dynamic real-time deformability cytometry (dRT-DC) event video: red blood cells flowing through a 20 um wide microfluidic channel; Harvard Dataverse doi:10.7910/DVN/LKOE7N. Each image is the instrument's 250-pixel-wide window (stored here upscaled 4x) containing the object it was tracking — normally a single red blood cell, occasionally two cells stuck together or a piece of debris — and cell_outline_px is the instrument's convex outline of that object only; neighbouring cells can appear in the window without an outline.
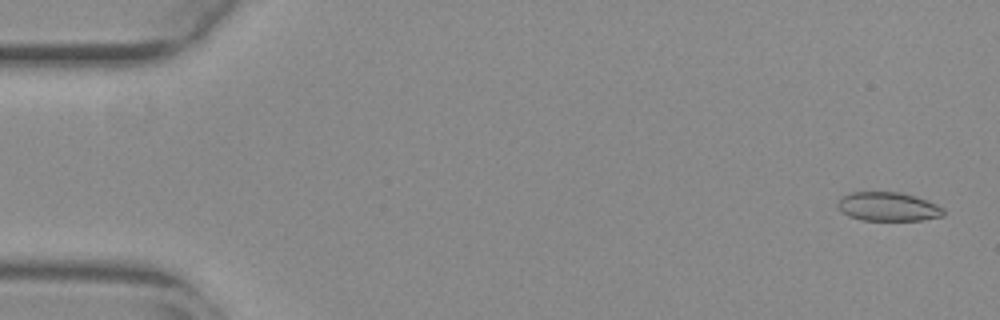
{"species": "common noctule bat (a hibernating species)", "species_latin": "Nyctalus noctula", "temperature_condition": "warm", "stored_images_in_passage": 11, "camera_frame_rate_fps": 3000, "um_per_image_px": 0.085, "animal": {"sex": "female", "body_mass_g": 29.2, "forearm_length_mm": 56.3}, "frame": {"image": 1, "passage_image": 2, "time_ms": 0.333, "image_size_px": [1000, 320], "cell_outline_px": [[944, 216], [920, 220], [864, 220], [848, 216], [836, 204], [840, 196], [852, 192], [900, 192], [916, 196], [936, 204], [944, 208]], "centroid_in_image_um": [75.49, 17.56], "position_along_channel_um": 9.5, "area_um2": 17.8}}